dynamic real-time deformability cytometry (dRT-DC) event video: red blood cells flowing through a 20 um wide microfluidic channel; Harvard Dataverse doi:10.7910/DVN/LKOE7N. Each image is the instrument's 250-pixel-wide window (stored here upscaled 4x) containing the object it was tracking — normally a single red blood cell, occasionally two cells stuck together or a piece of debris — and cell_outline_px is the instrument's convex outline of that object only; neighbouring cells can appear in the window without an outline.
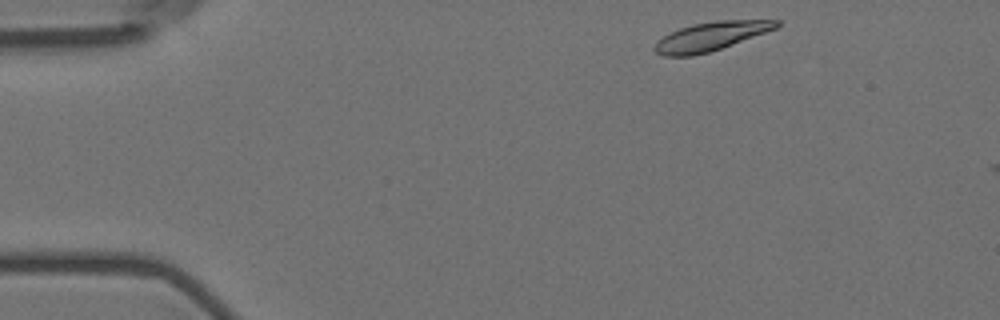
{"species": "Egyptian fruit bat (a non-hibernating species)", "species_latin": "Rousettus aegyptiacus", "temperature_condition": "room temperature", "stored_images_in_passage": 3, "camera_frame_rate_fps": 3000, "um_per_image_px": 0.085, "animal": {"sex": "female"}, "frame": {"image": 1, "passage_image": 1, "time_ms": 0.0, "image_size_px": [1000, 320], "cell_outline_px": [[780, 24], [776, 28], [720, 48], [708, 52], [692, 56], [664, 56], [656, 52], [652, 48], [656, 40], [680, 28], [692, 24], [716, 20], [780, 20]], "centroid_in_image_um": [60.36, 3.09], "position_along_channel_um": 24.6, "area_um2": 20.11}}